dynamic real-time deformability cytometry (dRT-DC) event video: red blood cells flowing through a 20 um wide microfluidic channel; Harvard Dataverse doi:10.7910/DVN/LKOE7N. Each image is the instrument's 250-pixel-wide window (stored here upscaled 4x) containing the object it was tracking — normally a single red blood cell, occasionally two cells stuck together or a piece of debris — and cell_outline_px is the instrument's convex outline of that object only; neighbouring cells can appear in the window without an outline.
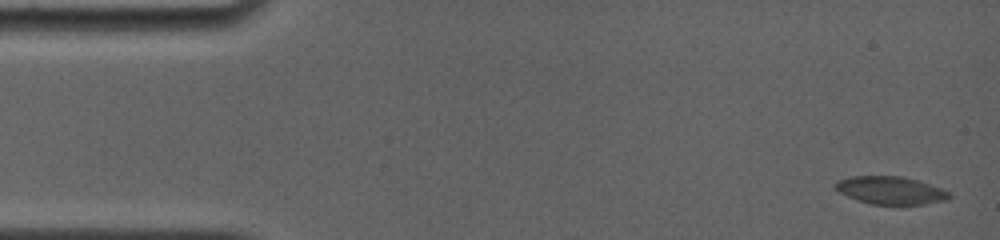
{"species": "common noctule bat (a hibernating species)", "species_latin": "Nyctalus noctula", "temperature_condition": "room temperature", "stored_images_in_passage": 5, "camera_frame_rate_fps": 4000, "um_per_image_px": 0.085, "animal": {"sex": "female", "body_mass_g": 19.0, "forearm_length_mm": 56.7}, "frame": {"image": 1, "passage_image": 1, "time_ms": 0.0, "image_size_px": [1000, 240], "cell_outline_px": [[952, 196], [948, 200], [900, 208], [872, 204], [856, 200], [840, 192], [832, 184], [836, 180], [852, 176], [904, 176], [952, 192]], "centroid_in_image_um": [75.73, 16.22], "position_along_channel_um": 9.3, "area_um2": 19.25}}